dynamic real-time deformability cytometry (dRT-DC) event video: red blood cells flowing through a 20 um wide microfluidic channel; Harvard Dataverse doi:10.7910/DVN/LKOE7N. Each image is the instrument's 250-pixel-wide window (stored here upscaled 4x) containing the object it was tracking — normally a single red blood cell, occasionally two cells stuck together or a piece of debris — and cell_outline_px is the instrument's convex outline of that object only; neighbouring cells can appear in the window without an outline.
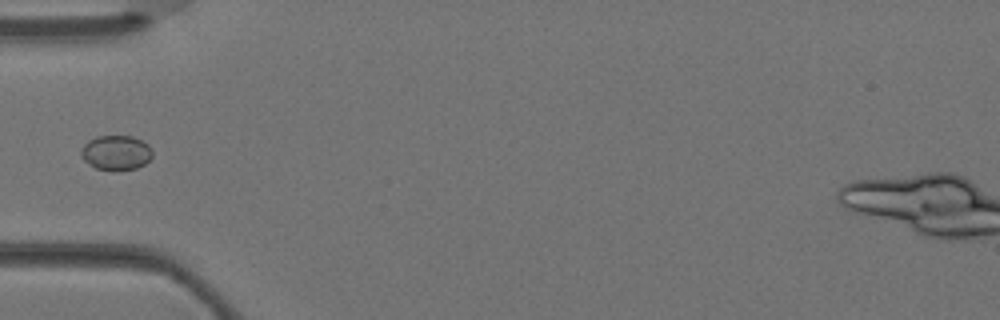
{"species": "Egyptian fruit bat (a non-hibernating species)", "species_latin": "Rousettus aegyptiacus", "temperature_condition": "warm", "stored_images_in_passage": 2, "camera_frame_rate_fps": 3000, "um_per_image_px": 0.085, "animal": {"sex": "female"}, "frame": {"image": 1, "passage_image": 2, "time_ms": 0.333, "image_size_px": [1000, 320], "cell_outline_px": [[152, 156], [144, 164], [136, 168], [96, 168], [88, 164], [80, 156], [80, 148], [88, 140], [96, 136], [132, 136], [148, 144], [152, 152]], "centroid_in_image_um": [9.82, 12.93], "position_along_channel_um": 75.2, "area_um2": 14.1}}